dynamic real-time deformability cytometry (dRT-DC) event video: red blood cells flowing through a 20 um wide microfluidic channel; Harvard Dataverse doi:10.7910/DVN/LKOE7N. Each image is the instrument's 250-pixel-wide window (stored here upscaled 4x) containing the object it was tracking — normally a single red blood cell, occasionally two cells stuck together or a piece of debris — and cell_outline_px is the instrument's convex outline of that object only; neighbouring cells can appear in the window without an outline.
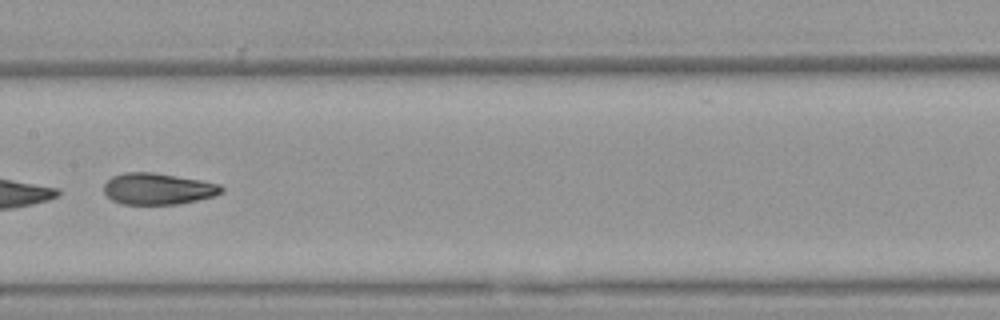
{"species": "Egyptian fruit bat (a non-hibernating species)", "species_latin": "Rousettus aegyptiacus", "temperature_condition": "warm", "stored_images_in_passage": 8, "camera_frame_rate_fps": 3000, "um_per_image_px": 0.085, "animal": {"sex": "female"}, "frame": {"image": 1, "passage_image": 7, "time_ms": 2.0, "image_size_px": [1000, 320], "cell_outline_px": [[224, 192], [216, 196], [176, 204], [120, 204], [112, 200], [104, 192], [104, 184], [112, 176], [124, 172], [156, 172], [204, 180], [220, 184], [224, 188]], "centroid_in_image_um": [13.46, 16.03], "position_along_channel_um": 193.9, "area_um2": 21.85}}
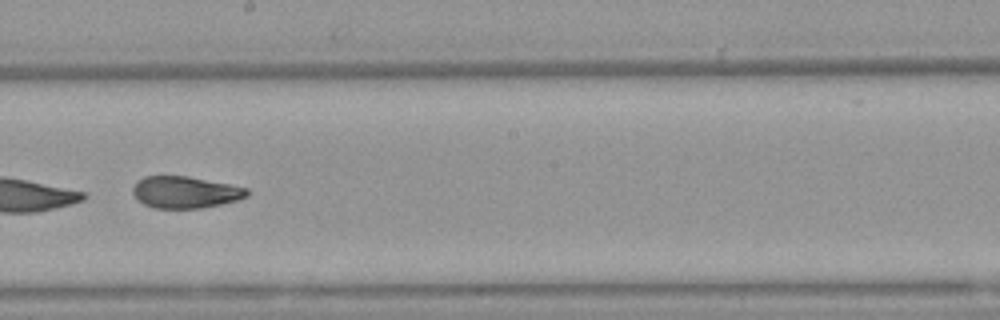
{"frame": {"image": 2, "passage_image": 8, "time_ms": 2.333, "image_size_px": [1000, 320], "cell_outline_px": [[248, 196], [240, 200], [200, 208], [152, 208], [144, 204], [132, 192], [132, 188], [136, 180], [144, 176], [188, 176], [248, 188]], "centroid_in_image_um": [15.74, 16.33], "position_along_channel_um": 232.5, "area_um2": 21.15}}